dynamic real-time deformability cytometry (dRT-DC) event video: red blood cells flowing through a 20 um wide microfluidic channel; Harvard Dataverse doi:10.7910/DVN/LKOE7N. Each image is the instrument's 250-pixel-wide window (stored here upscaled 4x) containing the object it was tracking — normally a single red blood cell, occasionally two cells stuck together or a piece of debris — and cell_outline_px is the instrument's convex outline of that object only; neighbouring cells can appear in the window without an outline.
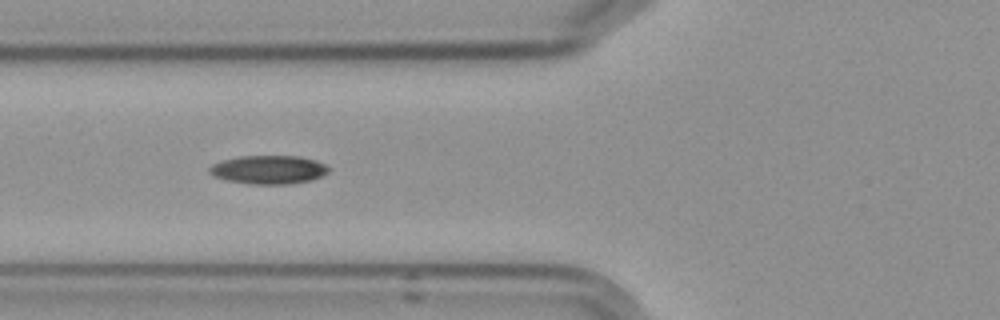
{"species": "Egyptian fruit bat (a non-hibernating species)", "species_latin": "Rousettus aegyptiacus", "temperature_condition": "cold", "stored_images_in_passage": 14, "camera_frame_rate_fps": 3000, "um_per_image_px": 0.085, "frame": {"image": 1, "passage_image": 5, "time_ms": 5.667, "image_size_px": [1000, 320], "cell_outline_px": [[328, 172], [312, 180], [288, 184], [256, 184], [224, 180], [212, 176], [208, 172], [208, 168], [212, 164], [224, 160], [240, 156], [300, 156], [316, 160], [324, 164], [328, 168]], "centroid_in_image_um": [22.8, 14.42], "position_along_channel_um": 103.0, "area_um2": 19.83}}
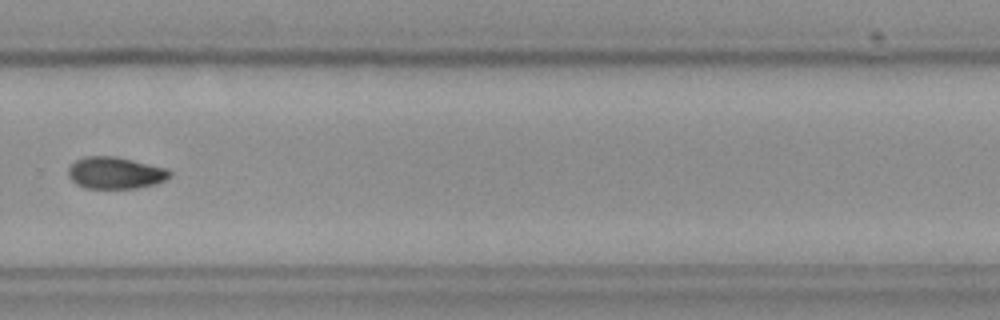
{"frame": {"image": 2, "passage_image": 10, "time_ms": 11.667, "image_size_px": [1000, 320], "cell_outline_px": [[172, 172], [164, 180], [156, 184], [136, 188], [84, 188], [76, 184], [68, 176], [68, 168], [76, 160], [84, 156], [116, 156], [164, 168]], "centroid_in_image_um": [9.75, 14.7], "position_along_channel_um": 320.0, "area_um2": 18.67}}
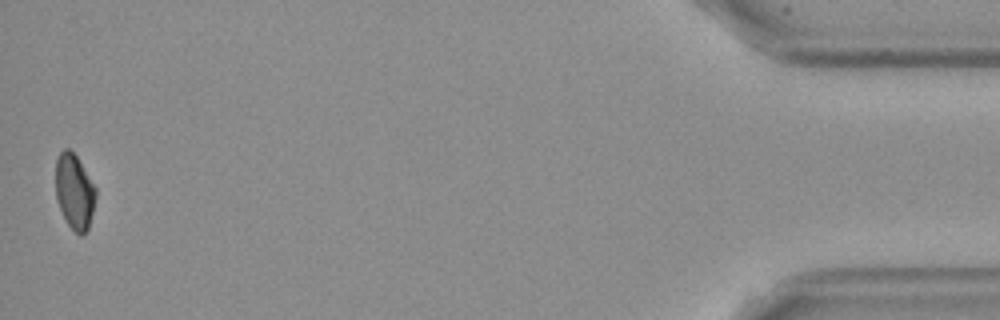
{"frame": {"image": 3, "passage_image": 14, "time_ms": 17.0, "image_size_px": [1000, 320], "cell_outline_px": [[96, 196], [88, 228], [84, 236], [80, 236], [64, 220], [56, 200], [56, 160], [60, 152], [64, 148], [68, 148], [76, 156], [96, 188]], "centroid_in_image_um": [6.31, 16.31], "position_along_channel_um": 428.9, "area_um2": 17.51}, "authors_computed_cell_mechanics": {"area_um2": 19.0451, "velocity_mm_per_s": 3.6171, "shape_relaxation_time_tau1_ms": 4.989, "shape_relaxation_time_tau2_ms": 9.429, "deformation_change_tau1": 0.1077, "deformation_change_tau2": 0.1106}}